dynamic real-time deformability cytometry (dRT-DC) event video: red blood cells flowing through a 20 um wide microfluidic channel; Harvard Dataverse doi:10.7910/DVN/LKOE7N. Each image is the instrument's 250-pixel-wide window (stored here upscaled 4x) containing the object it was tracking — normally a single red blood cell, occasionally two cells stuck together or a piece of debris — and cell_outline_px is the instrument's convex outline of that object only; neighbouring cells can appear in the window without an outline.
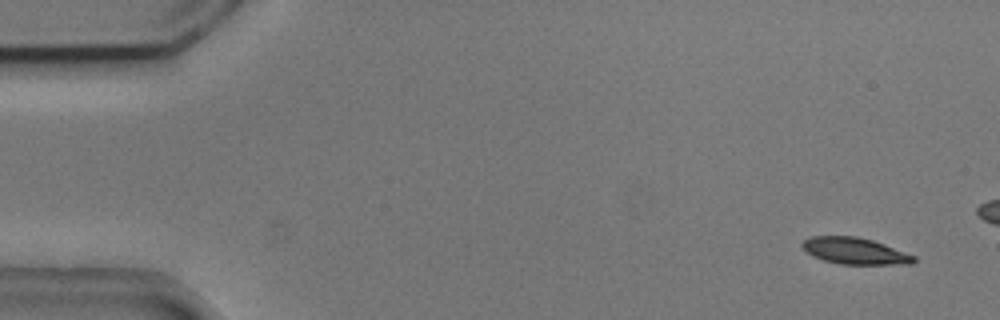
{"species": "common noctule bat (a hibernating species)", "species_latin": "Nyctalus noctula", "temperature_condition": "cold", "stored_images_in_passage": 4, "camera_frame_rate_fps": 3000, "um_per_image_px": 0.085, "animal": {"sex": "male", "body_mass_g": 20.5, "forearm_length_mm": 52.5}, "frame": {"image": 1, "passage_image": 1, "time_ms": 0.0, "image_size_px": [1000, 320], "cell_outline_px": [[916, 260], [912, 264], [840, 264], [824, 260], [812, 256], [800, 244], [804, 240], [812, 236], [856, 236], [872, 240], [884, 244], [916, 256]], "centroid_in_image_um": [72.67, 21.33], "position_along_channel_um": 12.3, "area_um2": 17.17}}